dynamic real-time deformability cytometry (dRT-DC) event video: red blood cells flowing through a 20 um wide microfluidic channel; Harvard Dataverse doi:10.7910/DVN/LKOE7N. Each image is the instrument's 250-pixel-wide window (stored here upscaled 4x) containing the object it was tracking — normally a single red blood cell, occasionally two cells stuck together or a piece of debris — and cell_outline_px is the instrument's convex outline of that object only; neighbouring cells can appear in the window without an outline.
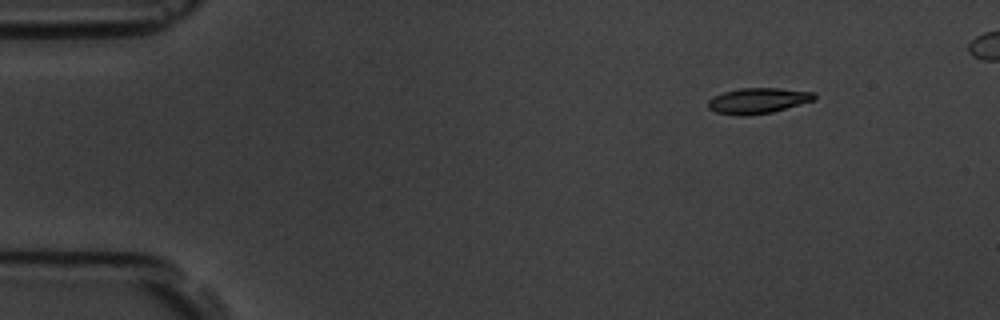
{"species": "common noctule bat (a hibernating species)", "species_latin": "Nyctalus noctula", "temperature_condition": "room temperature", "stored_images_in_passage": 4, "camera_frame_rate_fps": 3000, "um_per_image_px": 0.085, "animal": {"sex": "male", "body_mass_g": 19.5, "forearm_length_mm": 54.6}, "frame": {"image": 1, "passage_image": 1, "time_ms": 0.0, "image_size_px": [1000, 320], "cell_outline_px": [[816, 100], [772, 112], [740, 116], [716, 112], [708, 108], [708, 100], [724, 92], [740, 88], [776, 88], [816, 92]], "centroid_in_image_um": [64.46, 8.55], "position_along_channel_um": 20.5, "area_um2": 15.78}}
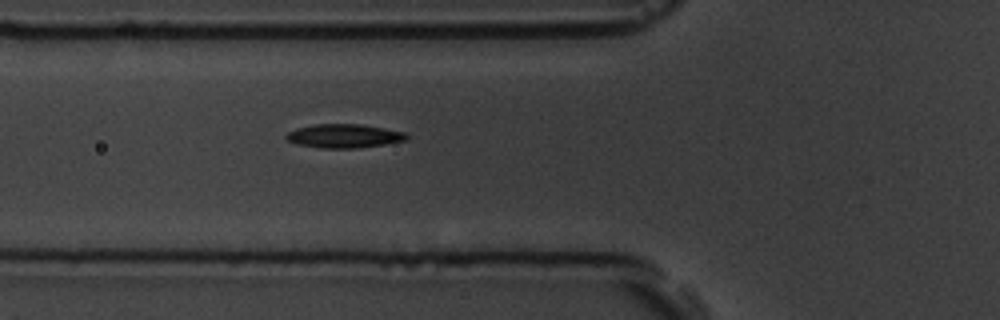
{"frame": {"image": 2, "passage_image": 4, "time_ms": 4.333, "image_size_px": [1000, 320], "cell_outline_px": [[408, 140], [360, 148], [320, 148], [296, 144], [288, 140], [284, 136], [288, 132], [296, 128], [316, 124], [360, 124], [408, 132]], "centroid_in_image_um": [29.27, 11.56], "position_along_channel_um": 96.5, "area_um2": 16.82}}